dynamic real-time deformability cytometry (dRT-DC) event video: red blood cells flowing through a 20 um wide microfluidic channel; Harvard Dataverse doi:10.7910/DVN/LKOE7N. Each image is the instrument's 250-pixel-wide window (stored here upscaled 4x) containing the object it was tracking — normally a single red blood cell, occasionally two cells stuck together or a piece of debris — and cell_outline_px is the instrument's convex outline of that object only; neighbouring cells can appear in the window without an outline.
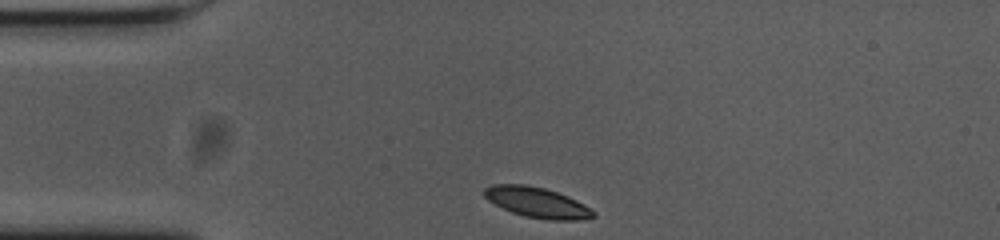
{"species": "common noctule bat (a hibernating species)", "species_latin": "Nyctalus noctula", "temperature_condition": "cold", "stored_images_in_passage": 33, "camera_frame_rate_fps": 3000, "um_per_image_px": 0.085, "animal": {"sex": "female", "body_mass_g": 23.0, "forearm_length_mm": 53.4}, "frame": {"image": 1, "passage_image": 1, "time_ms": 0.0, "image_size_px": [1000, 240], "cell_outline_px": [[596, 216], [576, 220], [548, 220], [524, 216], [512, 212], [488, 200], [484, 196], [484, 188], [492, 184], [524, 184], [544, 188], [568, 196], [576, 200], [596, 212]], "centroid_in_image_um": [45.65, 17.2], "position_along_channel_um": 39.4, "area_um2": 19.13}}
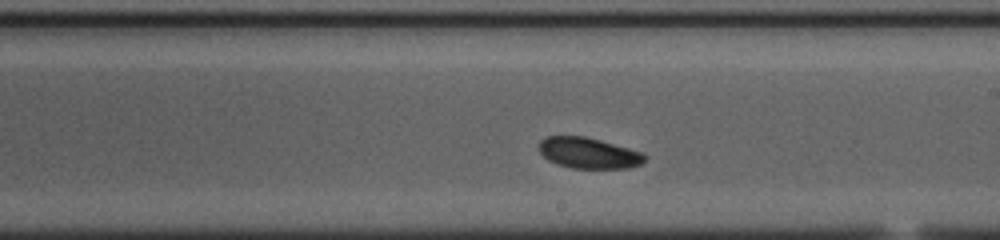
{"frame": {"image": 2, "passage_image": 20, "time_ms": 6.333, "image_size_px": [1000, 240], "cell_outline_px": [[644, 160], [640, 164], [628, 168], [572, 168], [548, 160], [540, 152], [540, 140], [548, 136], [584, 136], [600, 140], [644, 152]], "centroid_in_image_um": [50.04, 13.0], "position_along_channel_um": 239.0, "area_um2": 18.79}}
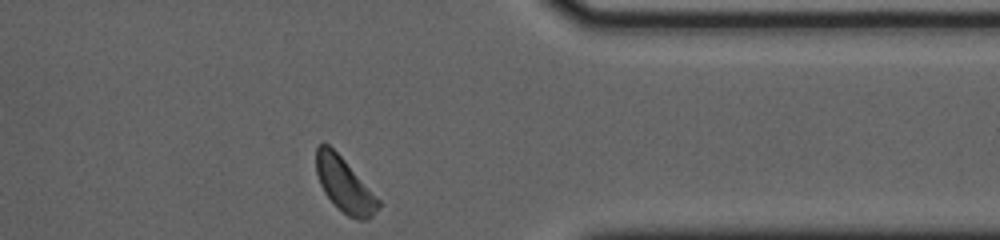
{"frame": {"image": 3, "passage_image": 33, "time_ms": 10.667, "image_size_px": [1000, 240], "cell_outline_px": [[380, 208], [372, 216], [364, 220], [360, 220], [348, 216], [324, 192], [320, 184], [316, 172], [316, 148], [320, 144], [328, 144], [344, 160], [380, 200]], "centroid_in_image_um": [29.29, 15.72], "position_along_channel_um": 382.1, "area_um2": 19.13}, "authors_computed_cell_mechanics": {"area_um2": 19.363, "velocity_mm_per_s": 3.6107, "shape_relaxation_time_tau1_ms": 2.3221, "shape_relaxation_time_tau2_ms": null, "deformation_change_tau1": 0.0833, "deformation_change_tau2": null}}